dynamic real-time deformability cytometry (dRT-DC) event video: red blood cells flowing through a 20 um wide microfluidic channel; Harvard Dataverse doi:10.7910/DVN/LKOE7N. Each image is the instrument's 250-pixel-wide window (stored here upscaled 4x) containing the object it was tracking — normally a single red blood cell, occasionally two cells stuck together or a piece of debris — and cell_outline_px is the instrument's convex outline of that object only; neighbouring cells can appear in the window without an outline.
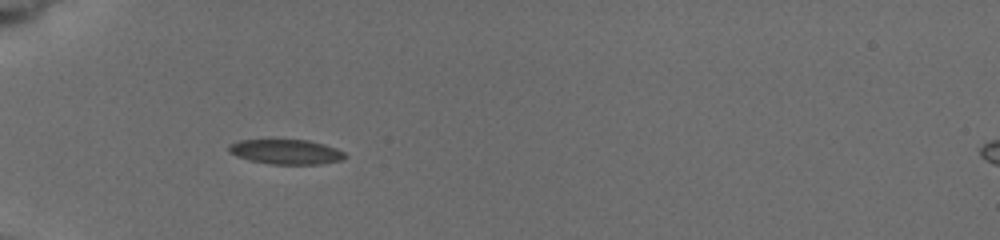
{"species": "common noctule bat (a hibernating species)", "species_latin": "Nyctalus noctula", "temperature_condition": "cold", "stored_images_in_passage": 8, "camera_frame_rate_fps": 3000, "um_per_image_px": 0.085, "animal": {"sex": "female", "body_mass_g": 19.5, "forearm_length_mm": 54.1}, "frame": {"image": 1, "passage_image": 7, "time_ms": 5.667, "image_size_px": [1000, 240], "cell_outline_px": [[344, 160], [320, 164], [268, 164], [236, 156], [228, 152], [228, 144], [240, 140], [308, 140], [324, 144], [336, 148], [344, 152]], "centroid_in_image_um": [24.3, 12.9], "position_along_channel_um": 60.7, "area_um2": 16.76}}